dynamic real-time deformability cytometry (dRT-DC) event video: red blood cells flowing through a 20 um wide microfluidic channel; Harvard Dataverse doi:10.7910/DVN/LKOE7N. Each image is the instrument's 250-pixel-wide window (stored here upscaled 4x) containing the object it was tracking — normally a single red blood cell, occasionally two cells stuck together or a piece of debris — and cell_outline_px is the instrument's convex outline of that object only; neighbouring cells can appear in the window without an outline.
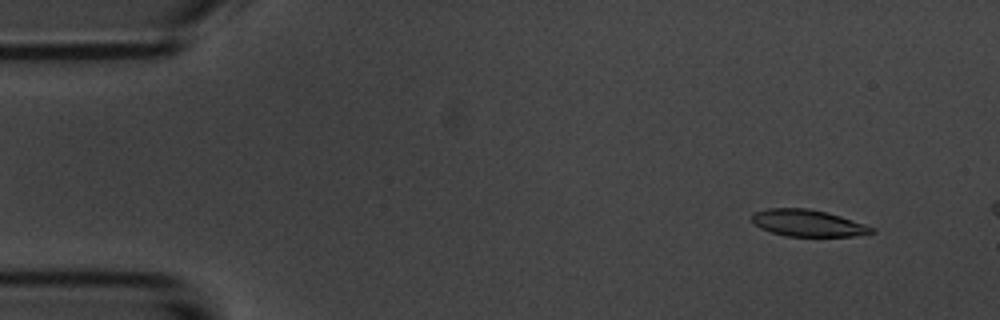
{"species": "common noctule bat (a hibernating species)", "species_latin": "Nyctalus noctula", "temperature_condition": "room temperature", "stored_images_in_passage": 4, "camera_frame_rate_fps": 3000, "um_per_image_px": 0.085, "animal": {"sex": "male", "body_mass_g": 20.1, "forearm_length_mm": 53.5}, "frame": {"image": 1, "passage_image": 2, "time_ms": 1.333, "image_size_px": [1000, 320], "cell_outline_px": [[876, 232], [852, 236], [784, 236], [760, 228], [752, 220], [752, 212], [768, 208], [808, 208], [828, 212], [876, 228]], "centroid_in_image_um": [68.66, 18.95], "position_along_channel_um": 16.3, "area_um2": 18.67}}